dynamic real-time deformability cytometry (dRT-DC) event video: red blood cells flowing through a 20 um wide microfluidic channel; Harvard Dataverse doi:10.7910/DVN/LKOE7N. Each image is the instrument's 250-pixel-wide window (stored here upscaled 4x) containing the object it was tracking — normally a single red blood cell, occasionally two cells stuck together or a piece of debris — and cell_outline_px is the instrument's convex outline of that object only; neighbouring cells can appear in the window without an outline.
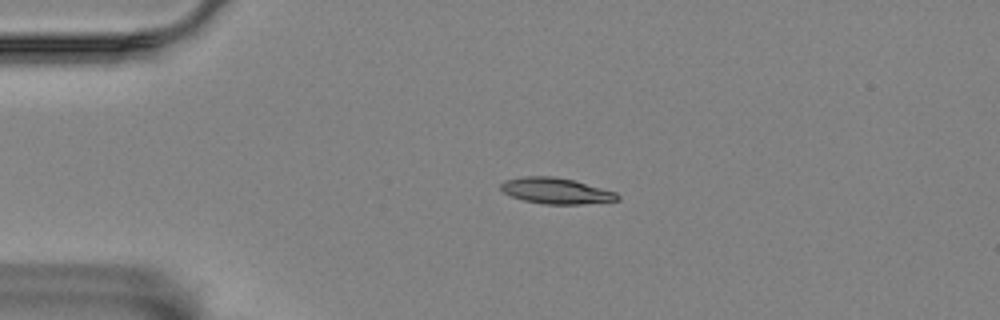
{"species": "Egyptian fruit bat (a non-hibernating species)", "species_latin": "Rousettus aegyptiacus", "temperature_condition": "room temperature", "stored_images_in_passage": 4, "camera_frame_rate_fps": 3000, "um_per_image_px": 0.085, "animal": {"sex": "female"}, "frame": {"image": 1, "passage_image": 3, "time_ms": 2.333, "image_size_px": [1000, 320], "cell_outline_px": [[620, 200], [580, 204], [544, 204], [524, 200], [512, 196], [504, 192], [500, 188], [500, 184], [504, 180], [524, 176], [552, 176], [572, 180], [616, 192], [620, 196]], "centroid_in_image_um": [47.25, 16.22], "position_along_channel_um": 37.8, "area_um2": 17.46}}